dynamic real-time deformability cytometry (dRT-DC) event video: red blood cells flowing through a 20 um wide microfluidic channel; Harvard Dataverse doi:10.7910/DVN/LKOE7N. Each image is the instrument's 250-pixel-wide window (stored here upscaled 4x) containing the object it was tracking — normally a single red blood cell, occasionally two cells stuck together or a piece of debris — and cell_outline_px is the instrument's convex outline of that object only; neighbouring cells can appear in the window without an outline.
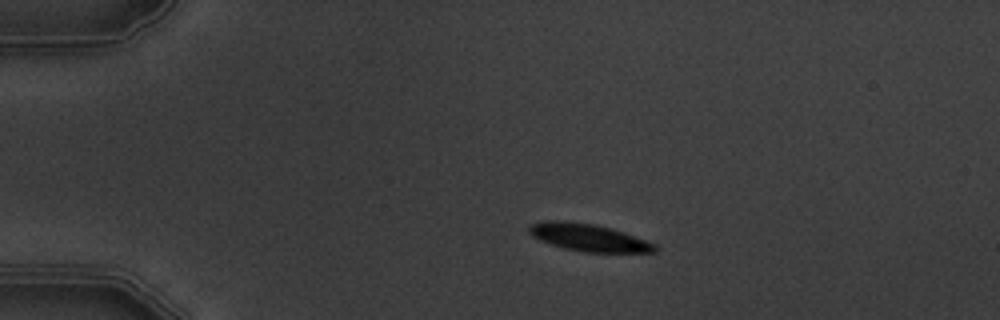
{"species": "common noctule bat (a hibernating species)", "species_latin": "Nyctalus noctula", "temperature_condition": "warm", "stored_images_in_passage": 5, "camera_frame_rate_fps": 3000, "um_per_image_px": 0.085, "animal": {"sex": "male", "body_mass_g": 19.5, "forearm_length_mm": 54.6}, "frame": {"image": 1, "passage_image": 3, "time_ms": 2.333, "image_size_px": [1000, 320], "cell_outline_px": [[656, 252], [584, 252], [564, 248], [540, 240], [532, 236], [528, 232], [528, 228], [532, 224], [552, 220], [560, 220], [596, 224], [612, 228], [624, 232], [656, 244]], "centroid_in_image_um": [50.04, 20.18], "position_along_channel_um": 35.0, "area_um2": 19.88}}